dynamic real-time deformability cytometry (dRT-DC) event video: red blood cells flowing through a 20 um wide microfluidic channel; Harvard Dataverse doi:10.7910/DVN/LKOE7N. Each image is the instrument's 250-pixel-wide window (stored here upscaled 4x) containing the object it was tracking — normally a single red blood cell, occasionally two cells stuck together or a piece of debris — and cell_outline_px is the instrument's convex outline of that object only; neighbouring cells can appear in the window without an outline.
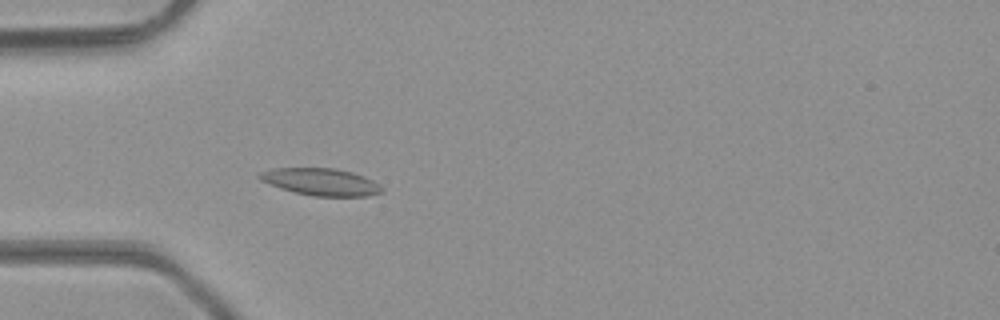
{"species": "common noctule bat (a hibernating species)", "species_latin": "Nyctalus noctula", "temperature_condition": "room temperature", "stored_images_in_passage": 44, "camera_frame_rate_fps": 3000, "um_per_image_px": 0.085, "animal": {"sex": "male", "body_mass_g": 23.1, "forearm_length_mm": 52.7}, "frame": {"image": 1, "passage_image": 15, "time_ms": 4.667, "image_size_px": [1000, 320], "cell_outline_px": [[384, 188], [380, 192], [368, 196], [312, 196], [280, 188], [260, 180], [256, 176], [260, 172], [272, 168], [336, 168], [352, 172], [364, 176], [380, 184]], "centroid_in_image_um": [27.27, 15.45], "position_along_channel_um": 57.7, "area_um2": 19.36}}
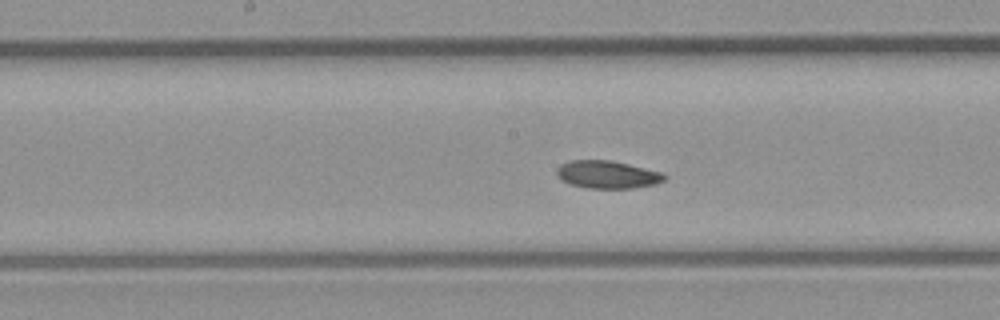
{"frame": {"image": 2, "passage_image": 25, "time_ms": 8.0, "image_size_px": [1000, 320], "cell_outline_px": [[668, 176], [664, 180], [656, 184], [632, 188], [588, 188], [568, 184], [560, 180], [556, 176], [556, 168], [560, 164], [568, 160], [612, 160], [660, 172]], "centroid_in_image_um": [51.56, 14.83], "position_along_channel_um": 196.6, "area_um2": 17.57}}
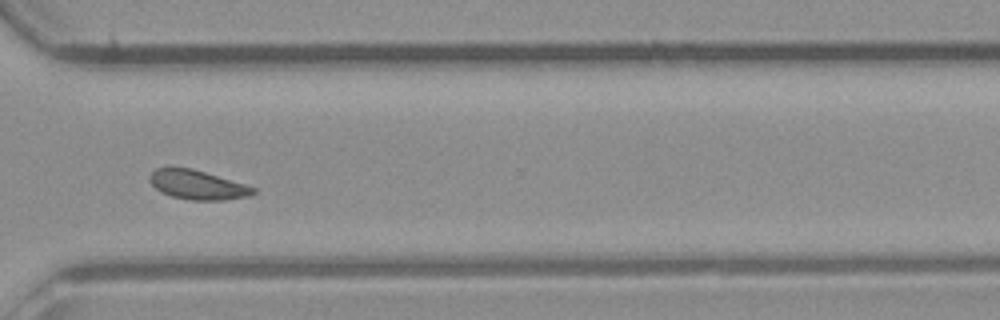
{"frame": {"image": 3, "passage_image": 36, "time_ms": 11.667, "image_size_px": [1000, 320], "cell_outline_px": [[256, 192], [248, 196], [224, 200], [192, 200], [172, 196], [160, 192], [148, 180], [148, 176], [156, 168], [192, 168], [244, 184], [256, 188]], "centroid_in_image_um": [16.77, 15.71], "position_along_channel_um": 353.8, "area_um2": 17.46}, "authors_computed_cell_mechanics": {"area_um2": 18.0336, "velocity_mm_per_s": 4.3015, "shape_relaxation_time_tau1_ms": 1.7029, "shape_relaxation_time_tau2_ms": 3.822, "deformation_change_tau1": 0.0706, "deformation_change_tau2": 0.0904}}